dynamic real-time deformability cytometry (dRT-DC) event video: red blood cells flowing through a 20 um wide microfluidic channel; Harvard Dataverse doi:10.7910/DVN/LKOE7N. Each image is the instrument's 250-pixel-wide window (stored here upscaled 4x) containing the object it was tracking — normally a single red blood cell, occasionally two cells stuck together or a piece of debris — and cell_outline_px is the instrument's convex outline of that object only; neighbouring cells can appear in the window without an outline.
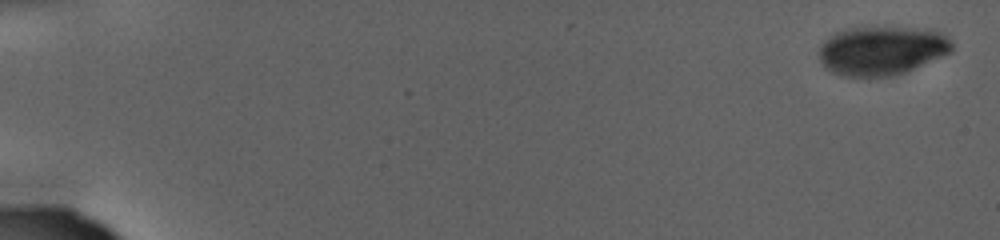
{"species": "human", "species_latin": "Homo sapiens", "temperature_condition": "warm", "stored_images_in_passage": 75, "camera_frame_rate_fps": 3000, "um_per_image_px": 0.085, "donor": {"sex": "female"}, "frame": {"image": 1, "passage_image": 1, "time_ms": 0.0, "image_size_px": [1000, 240], "cell_outline_px": [[952, 52], [904, 72], [888, 76], [848, 76], [832, 72], [820, 60], [820, 44], [828, 36], [836, 32], [852, 28], [924, 28], [940, 32], [948, 36], [952, 40]], "centroid_in_image_um": [74.97, 4.28], "position_along_channel_um": 10.0, "area_um2": 37.45}}
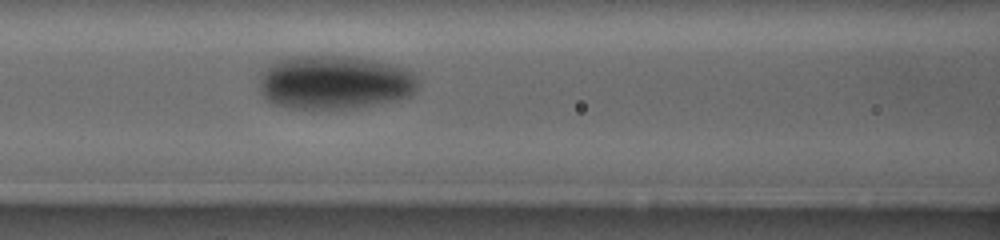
{"frame": {"image": 2, "passage_image": 43, "time_ms": 14.0, "image_size_px": [1000, 240], "cell_outline_px": [[416, 88], [408, 96], [396, 100], [356, 108], [292, 108], [276, 104], [268, 100], [260, 92], [260, 76], [276, 60], [292, 56], [344, 56], [372, 60], [392, 64], [408, 68], [416, 72]], "centroid_in_image_um": [28.46, 6.99], "position_along_channel_um": 138.1, "area_um2": 49.53}}
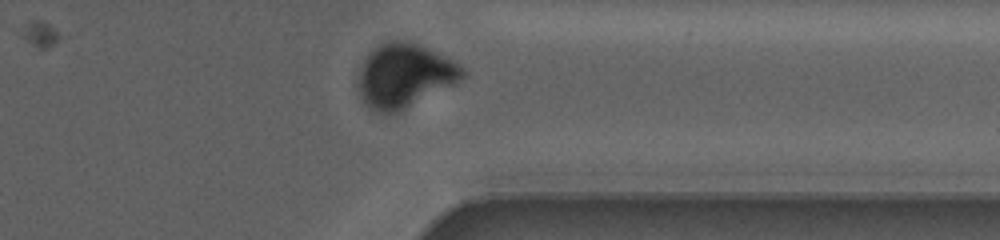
{"frame": {"image": 3, "passage_image": 75, "time_ms": 24.667, "image_size_px": [1000, 240], "cell_outline_px": [[468, 72], [464, 76], [400, 112], [372, 112], [364, 104], [356, 88], [356, 84], [360, 68], [364, 60], [380, 44], [392, 40], [408, 40], [436, 52], [452, 60], [464, 68]], "centroid_in_image_um": [34.3, 6.43], "position_along_channel_um": 377.1, "area_um2": 38.38}}